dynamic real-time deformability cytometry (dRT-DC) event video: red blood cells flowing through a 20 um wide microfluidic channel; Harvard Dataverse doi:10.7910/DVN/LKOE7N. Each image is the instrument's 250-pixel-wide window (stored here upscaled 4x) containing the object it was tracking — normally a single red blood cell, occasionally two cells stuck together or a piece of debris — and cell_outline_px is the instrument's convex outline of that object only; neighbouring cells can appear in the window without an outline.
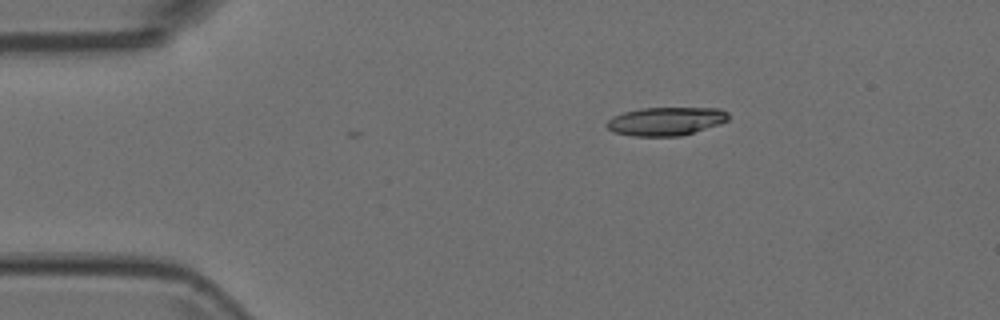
{"species": "Egyptian fruit bat (a non-hibernating species)", "species_latin": "Rousettus aegyptiacus", "temperature_condition": "room temperature", "stored_images_in_passage": 6, "camera_frame_rate_fps": 3000, "um_per_image_px": 0.085, "animal": {"sex": "female"}, "frame": {"image": 1, "passage_image": 3, "time_ms": 0.667, "image_size_px": [1000, 320], "cell_outline_px": [[728, 120], [720, 124], [680, 136], [632, 136], [612, 132], [604, 124], [612, 116], [624, 112], [640, 108], [720, 108], [728, 112]], "centroid_in_image_um": [56.57, 10.3], "position_along_channel_um": 28.4, "area_um2": 20.23}}
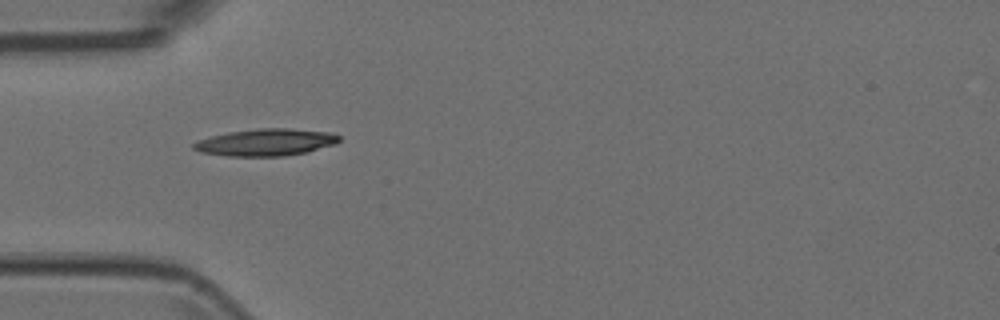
{"frame": {"image": 2, "passage_image": 5, "time_ms": 1.333, "image_size_px": [1000, 320], "cell_outline_px": [[340, 140], [336, 144], [308, 152], [284, 156], [228, 156], [200, 152], [192, 148], [192, 144], [196, 140], [228, 132], [260, 128], [288, 128], [328, 132], [340, 136]], "centroid_in_image_um": [22.59, 12.1], "position_along_channel_um": 62.4, "area_um2": 23.0}}
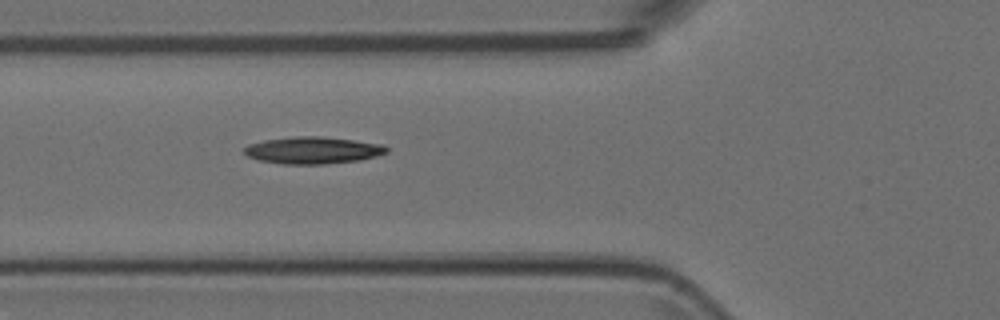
{"frame": {"image": 3, "passage_image": 6, "time_ms": 1.667, "image_size_px": [1000, 320], "cell_outline_px": [[388, 152], [360, 160], [324, 164], [284, 164], [260, 160], [248, 156], [244, 152], [244, 148], [248, 144], [264, 140], [296, 136], [320, 136], [384, 144], [388, 148]], "centroid_in_image_um": [26.59, 12.77], "position_along_channel_um": 99.2, "area_um2": 22.25}}